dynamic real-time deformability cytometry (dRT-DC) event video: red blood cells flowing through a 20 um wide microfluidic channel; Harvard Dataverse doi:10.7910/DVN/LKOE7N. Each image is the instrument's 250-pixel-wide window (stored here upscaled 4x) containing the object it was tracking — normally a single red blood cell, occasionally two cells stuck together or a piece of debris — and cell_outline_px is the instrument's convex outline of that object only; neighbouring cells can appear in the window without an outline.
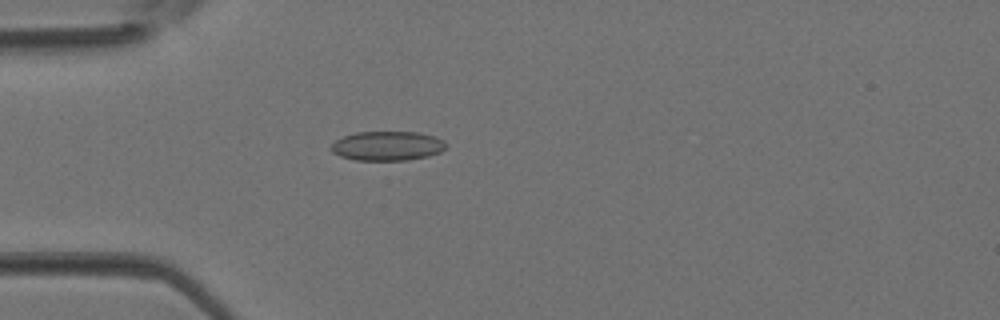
{"species": "Egyptian fruit bat (a non-hibernating species)", "species_latin": "Rousettus aegyptiacus", "temperature_condition": "room temperature", "stored_images_in_passage": 3, "camera_frame_rate_fps": 3000, "um_per_image_px": 0.085, "animal": {"sex": "female"}, "frame": {"image": 1, "passage_image": 3, "time_ms": 0.667, "image_size_px": [1000, 320], "cell_outline_px": [[448, 144], [440, 152], [428, 156], [408, 160], [356, 160], [340, 156], [332, 152], [332, 144], [336, 140], [344, 136], [356, 132], [416, 132], [436, 136], [444, 140]], "centroid_in_image_um": [32.96, 12.4], "position_along_channel_um": 52.0, "area_um2": 19.65}}